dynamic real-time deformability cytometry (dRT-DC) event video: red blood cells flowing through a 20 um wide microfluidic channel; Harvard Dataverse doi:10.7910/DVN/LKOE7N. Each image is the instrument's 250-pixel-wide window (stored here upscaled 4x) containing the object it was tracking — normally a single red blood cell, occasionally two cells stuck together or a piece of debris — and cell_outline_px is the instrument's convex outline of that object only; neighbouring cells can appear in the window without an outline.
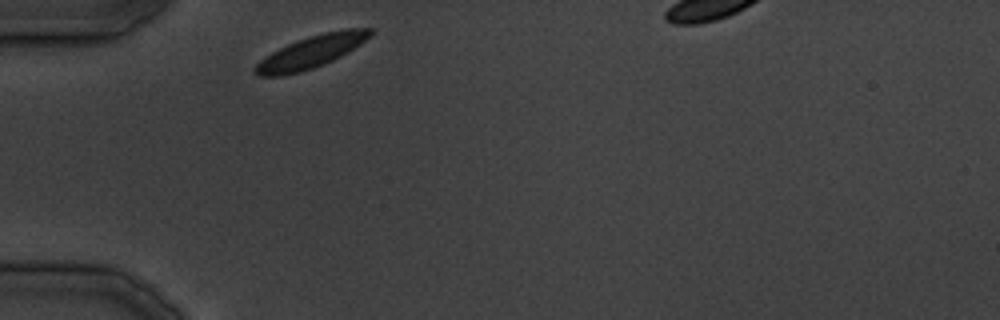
{"species": "common noctule bat (a hibernating species)", "species_latin": "Nyctalus noctula", "temperature_condition": "cold", "stored_images_in_passage": 21, "camera_frame_rate_fps": 3000, "um_per_image_px": 0.085, "animal": {"sex": "male", "body_mass_g": 19.5, "forearm_length_mm": 54.6}, "frame": {"image": 1, "passage_image": 1, "time_ms": 0.0, "image_size_px": [1000, 320], "cell_outline_px": [[372, 36], [348, 52], [324, 64], [300, 72], [280, 76], [256, 76], [252, 72], [252, 68], [260, 60], [272, 52], [288, 44], [324, 32], [348, 28], [372, 28]], "centroid_in_image_um": [26.43, 4.42], "position_along_channel_um": 58.6, "area_um2": 21.44}}
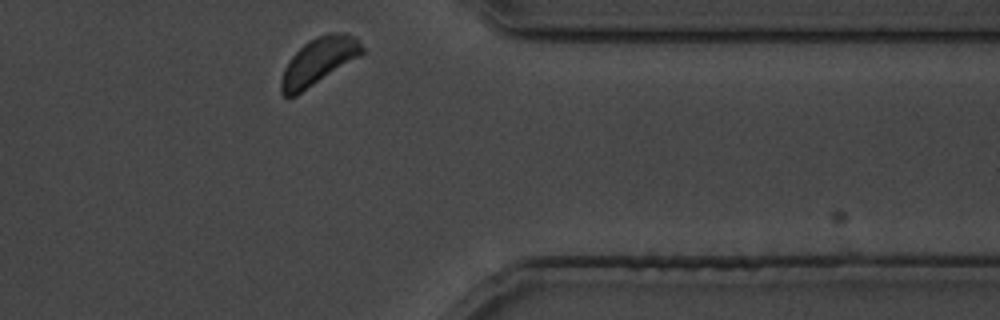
{"frame": {"image": 2, "passage_image": 21, "time_ms": 24.667, "image_size_px": [1000, 320], "cell_outline_px": [[364, 52], [296, 96], [284, 96], [280, 92], [280, 80], [284, 68], [292, 56], [308, 40], [316, 36], [328, 32], [344, 32], [352, 36], [364, 48]], "centroid_in_image_um": [27.03, 5.2], "position_along_channel_um": 384.4, "area_um2": 21.68}}